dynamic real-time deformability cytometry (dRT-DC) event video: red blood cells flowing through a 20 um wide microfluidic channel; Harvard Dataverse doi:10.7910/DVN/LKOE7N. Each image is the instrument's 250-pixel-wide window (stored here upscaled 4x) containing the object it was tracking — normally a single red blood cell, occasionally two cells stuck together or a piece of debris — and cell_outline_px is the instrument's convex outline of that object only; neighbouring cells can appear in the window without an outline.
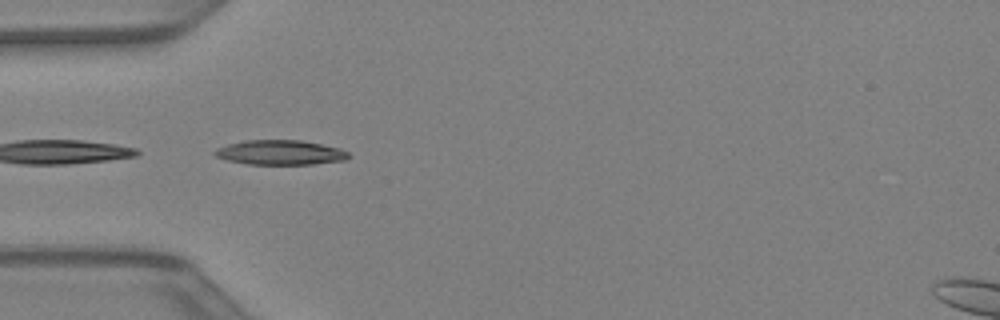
{"species": "Egyptian fruit bat (a non-hibernating species)", "species_latin": "Rousettus aegyptiacus", "temperature_condition": "warm", "stored_images_in_passage": 8, "camera_frame_rate_fps": 3000, "um_per_image_px": 0.085, "animal": {"sex": "female"}, "frame": {"image": 1, "passage_image": 4, "time_ms": 1.0, "image_size_px": [1000, 320], "cell_outline_px": [[352, 156], [344, 160], [312, 164], [248, 164], [228, 160], [216, 156], [212, 152], [216, 148], [228, 144], [244, 140], [300, 140], [340, 148], [348, 152]], "centroid_in_image_um": [23.82, 12.96], "position_along_channel_um": 61.2, "area_um2": 19.19}}